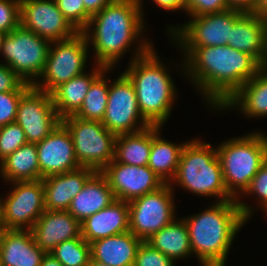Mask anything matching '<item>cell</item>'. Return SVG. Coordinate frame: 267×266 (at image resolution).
I'll use <instances>...</instances> for the list:
<instances>
[{
  "mask_svg": "<svg viewBox=\"0 0 267 266\" xmlns=\"http://www.w3.org/2000/svg\"><path fill=\"white\" fill-rule=\"evenodd\" d=\"M178 48L184 54L181 63L184 74L212 110H219L261 70L253 56L228 45Z\"/></svg>",
  "mask_w": 267,
  "mask_h": 266,
  "instance_id": "1",
  "label": "cell"
},
{
  "mask_svg": "<svg viewBox=\"0 0 267 266\" xmlns=\"http://www.w3.org/2000/svg\"><path fill=\"white\" fill-rule=\"evenodd\" d=\"M144 14L143 0H114L91 16L83 33L93 47L96 65L115 68L133 43L152 42L141 38L146 27Z\"/></svg>",
  "mask_w": 267,
  "mask_h": 266,
  "instance_id": "2",
  "label": "cell"
},
{
  "mask_svg": "<svg viewBox=\"0 0 267 266\" xmlns=\"http://www.w3.org/2000/svg\"><path fill=\"white\" fill-rule=\"evenodd\" d=\"M254 212L242 200L214 202L203 212L184 217L192 254L201 266H225L236 234Z\"/></svg>",
  "mask_w": 267,
  "mask_h": 266,
  "instance_id": "3",
  "label": "cell"
},
{
  "mask_svg": "<svg viewBox=\"0 0 267 266\" xmlns=\"http://www.w3.org/2000/svg\"><path fill=\"white\" fill-rule=\"evenodd\" d=\"M137 44L124 73L133 83L142 117L150 125L163 127L177 100L175 82L155 52L153 42Z\"/></svg>",
  "mask_w": 267,
  "mask_h": 266,
  "instance_id": "4",
  "label": "cell"
},
{
  "mask_svg": "<svg viewBox=\"0 0 267 266\" xmlns=\"http://www.w3.org/2000/svg\"><path fill=\"white\" fill-rule=\"evenodd\" d=\"M183 190L205 197H216L215 202L235 200L225 186L221 163L215 147L199 138L187 141L182 148L174 179Z\"/></svg>",
  "mask_w": 267,
  "mask_h": 266,
  "instance_id": "5",
  "label": "cell"
},
{
  "mask_svg": "<svg viewBox=\"0 0 267 266\" xmlns=\"http://www.w3.org/2000/svg\"><path fill=\"white\" fill-rule=\"evenodd\" d=\"M216 151L226 189L233 199L240 201V196L267 160V135L253 131L228 139L217 146Z\"/></svg>",
  "mask_w": 267,
  "mask_h": 266,
  "instance_id": "6",
  "label": "cell"
},
{
  "mask_svg": "<svg viewBox=\"0 0 267 266\" xmlns=\"http://www.w3.org/2000/svg\"><path fill=\"white\" fill-rule=\"evenodd\" d=\"M88 46L83 32L66 40L51 42L44 69L32 86L51 94L61 84L83 74L89 59Z\"/></svg>",
  "mask_w": 267,
  "mask_h": 266,
  "instance_id": "7",
  "label": "cell"
},
{
  "mask_svg": "<svg viewBox=\"0 0 267 266\" xmlns=\"http://www.w3.org/2000/svg\"><path fill=\"white\" fill-rule=\"evenodd\" d=\"M71 134L75 157L81 167L101 172L113 159L116 135L100 121L76 116L61 119Z\"/></svg>",
  "mask_w": 267,
  "mask_h": 266,
  "instance_id": "8",
  "label": "cell"
},
{
  "mask_svg": "<svg viewBox=\"0 0 267 266\" xmlns=\"http://www.w3.org/2000/svg\"><path fill=\"white\" fill-rule=\"evenodd\" d=\"M51 42L19 25L7 33L0 55L21 79L33 85L41 75Z\"/></svg>",
  "mask_w": 267,
  "mask_h": 266,
  "instance_id": "9",
  "label": "cell"
},
{
  "mask_svg": "<svg viewBox=\"0 0 267 266\" xmlns=\"http://www.w3.org/2000/svg\"><path fill=\"white\" fill-rule=\"evenodd\" d=\"M243 13L228 9L220 13L189 17L190 21L184 25L168 26L167 33L179 47L225 46L230 41L231 27Z\"/></svg>",
  "mask_w": 267,
  "mask_h": 266,
  "instance_id": "10",
  "label": "cell"
},
{
  "mask_svg": "<svg viewBox=\"0 0 267 266\" xmlns=\"http://www.w3.org/2000/svg\"><path fill=\"white\" fill-rule=\"evenodd\" d=\"M174 189L164 184L158 190L128 202L129 231L142 241L170 224L176 217Z\"/></svg>",
  "mask_w": 267,
  "mask_h": 266,
  "instance_id": "11",
  "label": "cell"
},
{
  "mask_svg": "<svg viewBox=\"0 0 267 266\" xmlns=\"http://www.w3.org/2000/svg\"><path fill=\"white\" fill-rule=\"evenodd\" d=\"M102 124L116 136L135 133L150 125L140 113L135 88L124 71L109 84Z\"/></svg>",
  "mask_w": 267,
  "mask_h": 266,
  "instance_id": "12",
  "label": "cell"
},
{
  "mask_svg": "<svg viewBox=\"0 0 267 266\" xmlns=\"http://www.w3.org/2000/svg\"><path fill=\"white\" fill-rule=\"evenodd\" d=\"M13 189L3 200L6 229L30 230L45 211L42 179L11 182Z\"/></svg>",
  "mask_w": 267,
  "mask_h": 266,
  "instance_id": "13",
  "label": "cell"
},
{
  "mask_svg": "<svg viewBox=\"0 0 267 266\" xmlns=\"http://www.w3.org/2000/svg\"><path fill=\"white\" fill-rule=\"evenodd\" d=\"M15 122L24 130L28 143H38L56 128L61 118L51 94L31 86L21 96Z\"/></svg>",
  "mask_w": 267,
  "mask_h": 266,
  "instance_id": "14",
  "label": "cell"
},
{
  "mask_svg": "<svg viewBox=\"0 0 267 266\" xmlns=\"http://www.w3.org/2000/svg\"><path fill=\"white\" fill-rule=\"evenodd\" d=\"M20 25L50 42L66 40L78 33L54 0H20Z\"/></svg>",
  "mask_w": 267,
  "mask_h": 266,
  "instance_id": "15",
  "label": "cell"
},
{
  "mask_svg": "<svg viewBox=\"0 0 267 266\" xmlns=\"http://www.w3.org/2000/svg\"><path fill=\"white\" fill-rule=\"evenodd\" d=\"M101 172L107 178L116 200L130 202L164 185L148 166L127 165L112 160Z\"/></svg>",
  "mask_w": 267,
  "mask_h": 266,
  "instance_id": "16",
  "label": "cell"
},
{
  "mask_svg": "<svg viewBox=\"0 0 267 266\" xmlns=\"http://www.w3.org/2000/svg\"><path fill=\"white\" fill-rule=\"evenodd\" d=\"M42 179L80 168L73 140L67 127L60 122L41 142L36 143Z\"/></svg>",
  "mask_w": 267,
  "mask_h": 266,
  "instance_id": "17",
  "label": "cell"
},
{
  "mask_svg": "<svg viewBox=\"0 0 267 266\" xmlns=\"http://www.w3.org/2000/svg\"><path fill=\"white\" fill-rule=\"evenodd\" d=\"M30 231L35 244L46 253L64 241L82 237L81 223L67 210H45Z\"/></svg>",
  "mask_w": 267,
  "mask_h": 266,
  "instance_id": "18",
  "label": "cell"
},
{
  "mask_svg": "<svg viewBox=\"0 0 267 266\" xmlns=\"http://www.w3.org/2000/svg\"><path fill=\"white\" fill-rule=\"evenodd\" d=\"M95 172L91 168L80 167L42 179L45 210H68L72 199L82 190L87 180Z\"/></svg>",
  "mask_w": 267,
  "mask_h": 266,
  "instance_id": "19",
  "label": "cell"
},
{
  "mask_svg": "<svg viewBox=\"0 0 267 266\" xmlns=\"http://www.w3.org/2000/svg\"><path fill=\"white\" fill-rule=\"evenodd\" d=\"M266 39L267 20L253 12H244L231 27L227 45L250 54L262 64L266 55Z\"/></svg>",
  "mask_w": 267,
  "mask_h": 266,
  "instance_id": "20",
  "label": "cell"
},
{
  "mask_svg": "<svg viewBox=\"0 0 267 266\" xmlns=\"http://www.w3.org/2000/svg\"><path fill=\"white\" fill-rule=\"evenodd\" d=\"M127 231H129L128 202L116 199L109 206L81 222V236L89 244Z\"/></svg>",
  "mask_w": 267,
  "mask_h": 266,
  "instance_id": "21",
  "label": "cell"
},
{
  "mask_svg": "<svg viewBox=\"0 0 267 266\" xmlns=\"http://www.w3.org/2000/svg\"><path fill=\"white\" fill-rule=\"evenodd\" d=\"M45 254L30 230L6 229L0 234V266H40Z\"/></svg>",
  "mask_w": 267,
  "mask_h": 266,
  "instance_id": "22",
  "label": "cell"
},
{
  "mask_svg": "<svg viewBox=\"0 0 267 266\" xmlns=\"http://www.w3.org/2000/svg\"><path fill=\"white\" fill-rule=\"evenodd\" d=\"M141 243L130 231L101 238L90 243L91 259L108 266H134Z\"/></svg>",
  "mask_w": 267,
  "mask_h": 266,
  "instance_id": "23",
  "label": "cell"
},
{
  "mask_svg": "<svg viewBox=\"0 0 267 266\" xmlns=\"http://www.w3.org/2000/svg\"><path fill=\"white\" fill-rule=\"evenodd\" d=\"M115 200L108 180L102 172H95L82 190L72 199L67 210L80 223L109 206Z\"/></svg>",
  "mask_w": 267,
  "mask_h": 266,
  "instance_id": "24",
  "label": "cell"
},
{
  "mask_svg": "<svg viewBox=\"0 0 267 266\" xmlns=\"http://www.w3.org/2000/svg\"><path fill=\"white\" fill-rule=\"evenodd\" d=\"M240 110L249 118H267V73L262 69L244 83L218 110Z\"/></svg>",
  "mask_w": 267,
  "mask_h": 266,
  "instance_id": "25",
  "label": "cell"
},
{
  "mask_svg": "<svg viewBox=\"0 0 267 266\" xmlns=\"http://www.w3.org/2000/svg\"><path fill=\"white\" fill-rule=\"evenodd\" d=\"M94 66L92 73L85 71L61 84L51 93L54 108L61 119L74 115L80 109L92 81L105 69L100 65Z\"/></svg>",
  "mask_w": 267,
  "mask_h": 266,
  "instance_id": "26",
  "label": "cell"
},
{
  "mask_svg": "<svg viewBox=\"0 0 267 266\" xmlns=\"http://www.w3.org/2000/svg\"><path fill=\"white\" fill-rule=\"evenodd\" d=\"M161 126L151 125V151L148 167L164 182L174 179L182 148L186 142L176 144L161 137Z\"/></svg>",
  "mask_w": 267,
  "mask_h": 266,
  "instance_id": "27",
  "label": "cell"
},
{
  "mask_svg": "<svg viewBox=\"0 0 267 266\" xmlns=\"http://www.w3.org/2000/svg\"><path fill=\"white\" fill-rule=\"evenodd\" d=\"M146 242L174 261L192 255L188 227L183 218L176 217Z\"/></svg>",
  "mask_w": 267,
  "mask_h": 266,
  "instance_id": "28",
  "label": "cell"
},
{
  "mask_svg": "<svg viewBox=\"0 0 267 266\" xmlns=\"http://www.w3.org/2000/svg\"><path fill=\"white\" fill-rule=\"evenodd\" d=\"M0 174L6 182L42 179L36 143H26L0 163Z\"/></svg>",
  "mask_w": 267,
  "mask_h": 266,
  "instance_id": "29",
  "label": "cell"
},
{
  "mask_svg": "<svg viewBox=\"0 0 267 266\" xmlns=\"http://www.w3.org/2000/svg\"><path fill=\"white\" fill-rule=\"evenodd\" d=\"M151 151V125L135 133L117 135L114 161L135 166H147Z\"/></svg>",
  "mask_w": 267,
  "mask_h": 266,
  "instance_id": "30",
  "label": "cell"
},
{
  "mask_svg": "<svg viewBox=\"0 0 267 266\" xmlns=\"http://www.w3.org/2000/svg\"><path fill=\"white\" fill-rule=\"evenodd\" d=\"M113 68H105L91 83L80 109L73 115L84 120L102 122L109 93L110 79H106L107 73Z\"/></svg>",
  "mask_w": 267,
  "mask_h": 266,
  "instance_id": "31",
  "label": "cell"
},
{
  "mask_svg": "<svg viewBox=\"0 0 267 266\" xmlns=\"http://www.w3.org/2000/svg\"><path fill=\"white\" fill-rule=\"evenodd\" d=\"M63 266H89L91 246L82 237L58 244L51 252Z\"/></svg>",
  "mask_w": 267,
  "mask_h": 266,
  "instance_id": "32",
  "label": "cell"
},
{
  "mask_svg": "<svg viewBox=\"0 0 267 266\" xmlns=\"http://www.w3.org/2000/svg\"><path fill=\"white\" fill-rule=\"evenodd\" d=\"M28 143L24 130L16 123L0 127V163L18 148Z\"/></svg>",
  "mask_w": 267,
  "mask_h": 266,
  "instance_id": "33",
  "label": "cell"
},
{
  "mask_svg": "<svg viewBox=\"0 0 267 266\" xmlns=\"http://www.w3.org/2000/svg\"><path fill=\"white\" fill-rule=\"evenodd\" d=\"M55 2L63 16L78 32L86 29L91 16L85 11L83 0H55Z\"/></svg>",
  "mask_w": 267,
  "mask_h": 266,
  "instance_id": "34",
  "label": "cell"
},
{
  "mask_svg": "<svg viewBox=\"0 0 267 266\" xmlns=\"http://www.w3.org/2000/svg\"><path fill=\"white\" fill-rule=\"evenodd\" d=\"M31 86L26 83L19 91L0 92V127L15 122L21 96Z\"/></svg>",
  "mask_w": 267,
  "mask_h": 266,
  "instance_id": "35",
  "label": "cell"
},
{
  "mask_svg": "<svg viewBox=\"0 0 267 266\" xmlns=\"http://www.w3.org/2000/svg\"><path fill=\"white\" fill-rule=\"evenodd\" d=\"M176 262L142 241L136 253L134 266H175Z\"/></svg>",
  "mask_w": 267,
  "mask_h": 266,
  "instance_id": "36",
  "label": "cell"
},
{
  "mask_svg": "<svg viewBox=\"0 0 267 266\" xmlns=\"http://www.w3.org/2000/svg\"><path fill=\"white\" fill-rule=\"evenodd\" d=\"M20 25V0H0V31L10 33Z\"/></svg>",
  "mask_w": 267,
  "mask_h": 266,
  "instance_id": "37",
  "label": "cell"
},
{
  "mask_svg": "<svg viewBox=\"0 0 267 266\" xmlns=\"http://www.w3.org/2000/svg\"><path fill=\"white\" fill-rule=\"evenodd\" d=\"M228 9L225 0H186V13L189 17L220 13Z\"/></svg>",
  "mask_w": 267,
  "mask_h": 266,
  "instance_id": "38",
  "label": "cell"
},
{
  "mask_svg": "<svg viewBox=\"0 0 267 266\" xmlns=\"http://www.w3.org/2000/svg\"><path fill=\"white\" fill-rule=\"evenodd\" d=\"M245 196L256 195L258 208L265 209L267 207V160L262 164L258 173L253 177L249 188L243 194Z\"/></svg>",
  "mask_w": 267,
  "mask_h": 266,
  "instance_id": "39",
  "label": "cell"
},
{
  "mask_svg": "<svg viewBox=\"0 0 267 266\" xmlns=\"http://www.w3.org/2000/svg\"><path fill=\"white\" fill-rule=\"evenodd\" d=\"M25 84L8 65L0 63V92L19 91Z\"/></svg>",
  "mask_w": 267,
  "mask_h": 266,
  "instance_id": "40",
  "label": "cell"
},
{
  "mask_svg": "<svg viewBox=\"0 0 267 266\" xmlns=\"http://www.w3.org/2000/svg\"><path fill=\"white\" fill-rule=\"evenodd\" d=\"M229 9L239 10L241 12H253L257 0H225Z\"/></svg>",
  "mask_w": 267,
  "mask_h": 266,
  "instance_id": "41",
  "label": "cell"
},
{
  "mask_svg": "<svg viewBox=\"0 0 267 266\" xmlns=\"http://www.w3.org/2000/svg\"><path fill=\"white\" fill-rule=\"evenodd\" d=\"M153 3L167 11L183 10L186 13V0H153Z\"/></svg>",
  "mask_w": 267,
  "mask_h": 266,
  "instance_id": "42",
  "label": "cell"
},
{
  "mask_svg": "<svg viewBox=\"0 0 267 266\" xmlns=\"http://www.w3.org/2000/svg\"><path fill=\"white\" fill-rule=\"evenodd\" d=\"M114 0H83L85 11L93 16Z\"/></svg>",
  "mask_w": 267,
  "mask_h": 266,
  "instance_id": "43",
  "label": "cell"
},
{
  "mask_svg": "<svg viewBox=\"0 0 267 266\" xmlns=\"http://www.w3.org/2000/svg\"><path fill=\"white\" fill-rule=\"evenodd\" d=\"M253 13L267 20V0H257Z\"/></svg>",
  "mask_w": 267,
  "mask_h": 266,
  "instance_id": "44",
  "label": "cell"
},
{
  "mask_svg": "<svg viewBox=\"0 0 267 266\" xmlns=\"http://www.w3.org/2000/svg\"><path fill=\"white\" fill-rule=\"evenodd\" d=\"M40 266H63L51 253H46L42 259Z\"/></svg>",
  "mask_w": 267,
  "mask_h": 266,
  "instance_id": "45",
  "label": "cell"
},
{
  "mask_svg": "<svg viewBox=\"0 0 267 266\" xmlns=\"http://www.w3.org/2000/svg\"><path fill=\"white\" fill-rule=\"evenodd\" d=\"M6 230L4 222V212H3V200L0 197V234Z\"/></svg>",
  "mask_w": 267,
  "mask_h": 266,
  "instance_id": "46",
  "label": "cell"
},
{
  "mask_svg": "<svg viewBox=\"0 0 267 266\" xmlns=\"http://www.w3.org/2000/svg\"><path fill=\"white\" fill-rule=\"evenodd\" d=\"M261 69L267 73V39H266V55L264 57V61L263 63L261 64Z\"/></svg>",
  "mask_w": 267,
  "mask_h": 266,
  "instance_id": "47",
  "label": "cell"
},
{
  "mask_svg": "<svg viewBox=\"0 0 267 266\" xmlns=\"http://www.w3.org/2000/svg\"><path fill=\"white\" fill-rule=\"evenodd\" d=\"M7 33L0 31V53L3 45L4 38L6 37Z\"/></svg>",
  "mask_w": 267,
  "mask_h": 266,
  "instance_id": "48",
  "label": "cell"
},
{
  "mask_svg": "<svg viewBox=\"0 0 267 266\" xmlns=\"http://www.w3.org/2000/svg\"><path fill=\"white\" fill-rule=\"evenodd\" d=\"M89 266H108V265H105V264H103L101 262L94 261V260L90 259Z\"/></svg>",
  "mask_w": 267,
  "mask_h": 266,
  "instance_id": "49",
  "label": "cell"
},
{
  "mask_svg": "<svg viewBox=\"0 0 267 266\" xmlns=\"http://www.w3.org/2000/svg\"><path fill=\"white\" fill-rule=\"evenodd\" d=\"M262 211H264L265 215L267 216V207Z\"/></svg>",
  "mask_w": 267,
  "mask_h": 266,
  "instance_id": "50",
  "label": "cell"
}]
</instances>
